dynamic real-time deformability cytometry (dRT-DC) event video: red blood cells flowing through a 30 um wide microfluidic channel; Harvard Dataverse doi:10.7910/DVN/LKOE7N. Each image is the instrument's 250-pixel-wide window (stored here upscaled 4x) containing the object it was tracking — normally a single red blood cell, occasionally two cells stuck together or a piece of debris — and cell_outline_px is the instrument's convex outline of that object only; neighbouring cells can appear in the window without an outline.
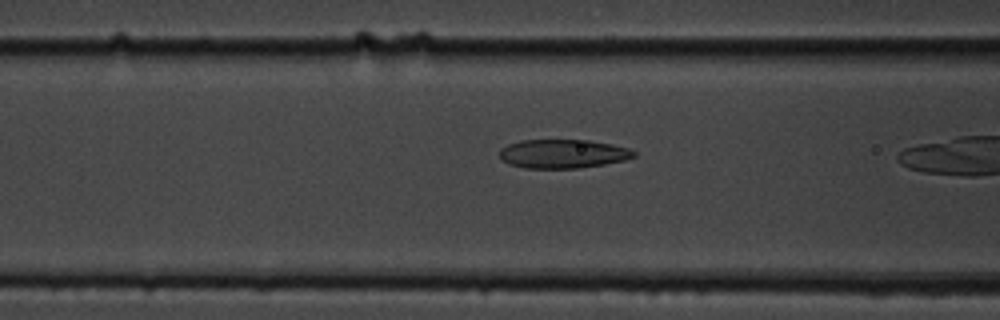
{"species": "common noctule bat (a hibernating species)", "species_latin": "Nyctalus noctula", "temperature_condition": "cold", "stored_images_in_passage": 9, "camera_frame_rate_fps": 3000, "um_per_image_px": 0.085, "animal": {"sex": "male", "body_mass_g": 19.5, "forearm_length_mm": 54.6}, "frame": {"image": 1, "passage_image": 8, "time_ms": 2.333, "image_size_px": [1000, 320], "cell_outline_px": [[636, 156], [624, 160], [604, 164], [576, 168], [524, 168], [508, 164], [500, 156], [500, 148], [508, 144], [520, 140], [588, 140], [612, 144], [628, 148], [636, 152]], "centroid_in_image_um": [47.84, 13.07], "position_along_channel_um": 118.8, "area_um2": 22.54}}